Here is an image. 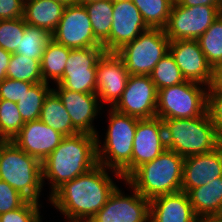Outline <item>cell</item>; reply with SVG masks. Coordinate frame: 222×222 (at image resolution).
Instances as JSON below:
<instances>
[{"label":"cell","mask_w":222,"mask_h":222,"mask_svg":"<svg viewBox=\"0 0 222 222\" xmlns=\"http://www.w3.org/2000/svg\"><path fill=\"white\" fill-rule=\"evenodd\" d=\"M119 181H125L120 173L97 164L59 187L49 197L48 204L64 218L90 221L120 186L116 184Z\"/></svg>","instance_id":"cell-1"},{"label":"cell","mask_w":222,"mask_h":222,"mask_svg":"<svg viewBox=\"0 0 222 222\" xmlns=\"http://www.w3.org/2000/svg\"><path fill=\"white\" fill-rule=\"evenodd\" d=\"M96 141L95 135L86 133L65 136L57 148L41 163L43 186H49L47 203L49 197L64 183L86 173L98 164Z\"/></svg>","instance_id":"cell-2"},{"label":"cell","mask_w":222,"mask_h":222,"mask_svg":"<svg viewBox=\"0 0 222 222\" xmlns=\"http://www.w3.org/2000/svg\"><path fill=\"white\" fill-rule=\"evenodd\" d=\"M106 109L105 138L99 132L96 135L97 161L107 169L120 173L126 180L132 174L133 141L139 118L120 113L112 107Z\"/></svg>","instance_id":"cell-3"},{"label":"cell","mask_w":222,"mask_h":222,"mask_svg":"<svg viewBox=\"0 0 222 222\" xmlns=\"http://www.w3.org/2000/svg\"><path fill=\"white\" fill-rule=\"evenodd\" d=\"M184 157L166 149L142 164L125 181L148 200L182 191Z\"/></svg>","instance_id":"cell-4"},{"label":"cell","mask_w":222,"mask_h":222,"mask_svg":"<svg viewBox=\"0 0 222 222\" xmlns=\"http://www.w3.org/2000/svg\"><path fill=\"white\" fill-rule=\"evenodd\" d=\"M162 121L167 149L184 158L209 153L220 146V135L207 111L195 118Z\"/></svg>","instance_id":"cell-5"},{"label":"cell","mask_w":222,"mask_h":222,"mask_svg":"<svg viewBox=\"0 0 222 222\" xmlns=\"http://www.w3.org/2000/svg\"><path fill=\"white\" fill-rule=\"evenodd\" d=\"M0 180L7 182L27 200L42 203L44 196L41 162L12 141L0 142Z\"/></svg>","instance_id":"cell-6"},{"label":"cell","mask_w":222,"mask_h":222,"mask_svg":"<svg viewBox=\"0 0 222 222\" xmlns=\"http://www.w3.org/2000/svg\"><path fill=\"white\" fill-rule=\"evenodd\" d=\"M207 86L194 81L158 90L156 117L186 119L202 116L207 108Z\"/></svg>","instance_id":"cell-7"},{"label":"cell","mask_w":222,"mask_h":222,"mask_svg":"<svg viewBox=\"0 0 222 222\" xmlns=\"http://www.w3.org/2000/svg\"><path fill=\"white\" fill-rule=\"evenodd\" d=\"M170 39L165 30L149 28L116 53L130 75H150L155 65L169 52Z\"/></svg>","instance_id":"cell-8"},{"label":"cell","mask_w":222,"mask_h":222,"mask_svg":"<svg viewBox=\"0 0 222 222\" xmlns=\"http://www.w3.org/2000/svg\"><path fill=\"white\" fill-rule=\"evenodd\" d=\"M220 14L217 6L188 7L174 0L168 23L164 28L166 36L170 41L197 40Z\"/></svg>","instance_id":"cell-9"},{"label":"cell","mask_w":222,"mask_h":222,"mask_svg":"<svg viewBox=\"0 0 222 222\" xmlns=\"http://www.w3.org/2000/svg\"><path fill=\"white\" fill-rule=\"evenodd\" d=\"M104 52L103 47L71 49L64 74L56 84L75 92L96 93L97 62Z\"/></svg>","instance_id":"cell-10"},{"label":"cell","mask_w":222,"mask_h":222,"mask_svg":"<svg viewBox=\"0 0 222 222\" xmlns=\"http://www.w3.org/2000/svg\"><path fill=\"white\" fill-rule=\"evenodd\" d=\"M123 184H126V190L130 189L131 195L126 194L124 188L121 189L122 186L120 188L118 186L90 222H147L149 220L150 200L140 195L126 181Z\"/></svg>","instance_id":"cell-11"},{"label":"cell","mask_w":222,"mask_h":222,"mask_svg":"<svg viewBox=\"0 0 222 222\" xmlns=\"http://www.w3.org/2000/svg\"><path fill=\"white\" fill-rule=\"evenodd\" d=\"M52 39L71 49L103 47L95 38L91 21L84 5L65 7Z\"/></svg>","instance_id":"cell-12"},{"label":"cell","mask_w":222,"mask_h":222,"mask_svg":"<svg viewBox=\"0 0 222 222\" xmlns=\"http://www.w3.org/2000/svg\"><path fill=\"white\" fill-rule=\"evenodd\" d=\"M158 91L150 75H130L121 98L112 107L139 119L156 117Z\"/></svg>","instance_id":"cell-13"},{"label":"cell","mask_w":222,"mask_h":222,"mask_svg":"<svg viewBox=\"0 0 222 222\" xmlns=\"http://www.w3.org/2000/svg\"><path fill=\"white\" fill-rule=\"evenodd\" d=\"M52 89L60 97L70 116L73 127L79 133L96 136L99 130L96 128L97 125H95L94 121L99 118L98 116L101 117L102 114H106L105 108L100 104L96 93L75 92L64 89L58 84L52 85Z\"/></svg>","instance_id":"cell-14"},{"label":"cell","mask_w":222,"mask_h":222,"mask_svg":"<svg viewBox=\"0 0 222 222\" xmlns=\"http://www.w3.org/2000/svg\"><path fill=\"white\" fill-rule=\"evenodd\" d=\"M129 76L123 60L116 52L103 53L96 69V95L103 107H113L118 102Z\"/></svg>","instance_id":"cell-15"},{"label":"cell","mask_w":222,"mask_h":222,"mask_svg":"<svg viewBox=\"0 0 222 222\" xmlns=\"http://www.w3.org/2000/svg\"><path fill=\"white\" fill-rule=\"evenodd\" d=\"M149 27L132 0L113 2V20L109 37L102 43L105 52H116Z\"/></svg>","instance_id":"cell-16"},{"label":"cell","mask_w":222,"mask_h":222,"mask_svg":"<svg viewBox=\"0 0 222 222\" xmlns=\"http://www.w3.org/2000/svg\"><path fill=\"white\" fill-rule=\"evenodd\" d=\"M166 149L163 121L158 117L139 119L133 141L132 173L142 164L153 161Z\"/></svg>","instance_id":"cell-17"},{"label":"cell","mask_w":222,"mask_h":222,"mask_svg":"<svg viewBox=\"0 0 222 222\" xmlns=\"http://www.w3.org/2000/svg\"><path fill=\"white\" fill-rule=\"evenodd\" d=\"M64 137L60 132L37 119L26 122L12 142L42 163Z\"/></svg>","instance_id":"cell-18"},{"label":"cell","mask_w":222,"mask_h":222,"mask_svg":"<svg viewBox=\"0 0 222 222\" xmlns=\"http://www.w3.org/2000/svg\"><path fill=\"white\" fill-rule=\"evenodd\" d=\"M169 52L186 80L209 85L212 67L197 40L170 41Z\"/></svg>","instance_id":"cell-19"},{"label":"cell","mask_w":222,"mask_h":222,"mask_svg":"<svg viewBox=\"0 0 222 222\" xmlns=\"http://www.w3.org/2000/svg\"><path fill=\"white\" fill-rule=\"evenodd\" d=\"M218 177H222L221 146L209 153L184 158L182 191L188 193Z\"/></svg>","instance_id":"cell-20"},{"label":"cell","mask_w":222,"mask_h":222,"mask_svg":"<svg viewBox=\"0 0 222 222\" xmlns=\"http://www.w3.org/2000/svg\"><path fill=\"white\" fill-rule=\"evenodd\" d=\"M152 222H197L188 194L179 191L161 195L150 200Z\"/></svg>","instance_id":"cell-21"},{"label":"cell","mask_w":222,"mask_h":222,"mask_svg":"<svg viewBox=\"0 0 222 222\" xmlns=\"http://www.w3.org/2000/svg\"><path fill=\"white\" fill-rule=\"evenodd\" d=\"M187 194L198 218L222 217V177L191 189Z\"/></svg>","instance_id":"cell-22"},{"label":"cell","mask_w":222,"mask_h":222,"mask_svg":"<svg viewBox=\"0 0 222 222\" xmlns=\"http://www.w3.org/2000/svg\"><path fill=\"white\" fill-rule=\"evenodd\" d=\"M65 5L55 0H24L26 24L53 33L63 15Z\"/></svg>","instance_id":"cell-23"},{"label":"cell","mask_w":222,"mask_h":222,"mask_svg":"<svg viewBox=\"0 0 222 222\" xmlns=\"http://www.w3.org/2000/svg\"><path fill=\"white\" fill-rule=\"evenodd\" d=\"M39 119L64 136H73L79 133L73 127L67 110L53 89L45 97Z\"/></svg>","instance_id":"cell-24"},{"label":"cell","mask_w":222,"mask_h":222,"mask_svg":"<svg viewBox=\"0 0 222 222\" xmlns=\"http://www.w3.org/2000/svg\"><path fill=\"white\" fill-rule=\"evenodd\" d=\"M70 51L53 39L47 43L40 62L43 82L54 85L62 78Z\"/></svg>","instance_id":"cell-25"},{"label":"cell","mask_w":222,"mask_h":222,"mask_svg":"<svg viewBox=\"0 0 222 222\" xmlns=\"http://www.w3.org/2000/svg\"><path fill=\"white\" fill-rule=\"evenodd\" d=\"M95 38L102 44L110 35L113 20V1L100 0L84 4Z\"/></svg>","instance_id":"cell-26"},{"label":"cell","mask_w":222,"mask_h":222,"mask_svg":"<svg viewBox=\"0 0 222 222\" xmlns=\"http://www.w3.org/2000/svg\"><path fill=\"white\" fill-rule=\"evenodd\" d=\"M51 39L52 35L46 29L26 24L24 35L15 53L41 62L44 49Z\"/></svg>","instance_id":"cell-27"},{"label":"cell","mask_w":222,"mask_h":222,"mask_svg":"<svg viewBox=\"0 0 222 222\" xmlns=\"http://www.w3.org/2000/svg\"><path fill=\"white\" fill-rule=\"evenodd\" d=\"M51 86L46 82L34 84L16 103L25 123L39 119L45 97L52 90Z\"/></svg>","instance_id":"cell-28"},{"label":"cell","mask_w":222,"mask_h":222,"mask_svg":"<svg viewBox=\"0 0 222 222\" xmlns=\"http://www.w3.org/2000/svg\"><path fill=\"white\" fill-rule=\"evenodd\" d=\"M149 28L164 29L174 0H132Z\"/></svg>","instance_id":"cell-29"},{"label":"cell","mask_w":222,"mask_h":222,"mask_svg":"<svg viewBox=\"0 0 222 222\" xmlns=\"http://www.w3.org/2000/svg\"><path fill=\"white\" fill-rule=\"evenodd\" d=\"M6 75L7 78L12 80H21L34 84L43 82L40 61L26 58L17 53H12Z\"/></svg>","instance_id":"cell-30"},{"label":"cell","mask_w":222,"mask_h":222,"mask_svg":"<svg viewBox=\"0 0 222 222\" xmlns=\"http://www.w3.org/2000/svg\"><path fill=\"white\" fill-rule=\"evenodd\" d=\"M197 41L211 67L222 63V13Z\"/></svg>","instance_id":"cell-31"},{"label":"cell","mask_w":222,"mask_h":222,"mask_svg":"<svg viewBox=\"0 0 222 222\" xmlns=\"http://www.w3.org/2000/svg\"><path fill=\"white\" fill-rule=\"evenodd\" d=\"M150 77L157 91L186 81L170 52L155 65Z\"/></svg>","instance_id":"cell-32"},{"label":"cell","mask_w":222,"mask_h":222,"mask_svg":"<svg viewBox=\"0 0 222 222\" xmlns=\"http://www.w3.org/2000/svg\"><path fill=\"white\" fill-rule=\"evenodd\" d=\"M24 124L17 104L0 99V139L12 141Z\"/></svg>","instance_id":"cell-33"},{"label":"cell","mask_w":222,"mask_h":222,"mask_svg":"<svg viewBox=\"0 0 222 222\" xmlns=\"http://www.w3.org/2000/svg\"><path fill=\"white\" fill-rule=\"evenodd\" d=\"M26 27L24 17L0 20V47L15 53Z\"/></svg>","instance_id":"cell-34"},{"label":"cell","mask_w":222,"mask_h":222,"mask_svg":"<svg viewBox=\"0 0 222 222\" xmlns=\"http://www.w3.org/2000/svg\"><path fill=\"white\" fill-rule=\"evenodd\" d=\"M43 204L27 200L21 207L0 214V222H43Z\"/></svg>","instance_id":"cell-35"},{"label":"cell","mask_w":222,"mask_h":222,"mask_svg":"<svg viewBox=\"0 0 222 222\" xmlns=\"http://www.w3.org/2000/svg\"><path fill=\"white\" fill-rule=\"evenodd\" d=\"M34 83L5 78L0 81V99L17 103Z\"/></svg>","instance_id":"cell-36"},{"label":"cell","mask_w":222,"mask_h":222,"mask_svg":"<svg viewBox=\"0 0 222 222\" xmlns=\"http://www.w3.org/2000/svg\"><path fill=\"white\" fill-rule=\"evenodd\" d=\"M27 199L7 182L0 180V214L21 207Z\"/></svg>","instance_id":"cell-37"},{"label":"cell","mask_w":222,"mask_h":222,"mask_svg":"<svg viewBox=\"0 0 222 222\" xmlns=\"http://www.w3.org/2000/svg\"><path fill=\"white\" fill-rule=\"evenodd\" d=\"M206 111L219 135L222 134V94L207 93Z\"/></svg>","instance_id":"cell-38"},{"label":"cell","mask_w":222,"mask_h":222,"mask_svg":"<svg viewBox=\"0 0 222 222\" xmlns=\"http://www.w3.org/2000/svg\"><path fill=\"white\" fill-rule=\"evenodd\" d=\"M24 15V0H0V20L21 18Z\"/></svg>","instance_id":"cell-39"},{"label":"cell","mask_w":222,"mask_h":222,"mask_svg":"<svg viewBox=\"0 0 222 222\" xmlns=\"http://www.w3.org/2000/svg\"><path fill=\"white\" fill-rule=\"evenodd\" d=\"M207 89V93L222 94V63L212 67L211 80Z\"/></svg>","instance_id":"cell-40"},{"label":"cell","mask_w":222,"mask_h":222,"mask_svg":"<svg viewBox=\"0 0 222 222\" xmlns=\"http://www.w3.org/2000/svg\"><path fill=\"white\" fill-rule=\"evenodd\" d=\"M11 55L12 53L7 52L0 47V81L7 78L6 71L9 66Z\"/></svg>","instance_id":"cell-41"},{"label":"cell","mask_w":222,"mask_h":222,"mask_svg":"<svg viewBox=\"0 0 222 222\" xmlns=\"http://www.w3.org/2000/svg\"><path fill=\"white\" fill-rule=\"evenodd\" d=\"M182 6H217V0H176Z\"/></svg>","instance_id":"cell-42"},{"label":"cell","mask_w":222,"mask_h":222,"mask_svg":"<svg viewBox=\"0 0 222 222\" xmlns=\"http://www.w3.org/2000/svg\"><path fill=\"white\" fill-rule=\"evenodd\" d=\"M197 222H222V217L198 218Z\"/></svg>","instance_id":"cell-43"},{"label":"cell","mask_w":222,"mask_h":222,"mask_svg":"<svg viewBox=\"0 0 222 222\" xmlns=\"http://www.w3.org/2000/svg\"><path fill=\"white\" fill-rule=\"evenodd\" d=\"M64 4L65 6L76 4V0H55Z\"/></svg>","instance_id":"cell-44"},{"label":"cell","mask_w":222,"mask_h":222,"mask_svg":"<svg viewBox=\"0 0 222 222\" xmlns=\"http://www.w3.org/2000/svg\"><path fill=\"white\" fill-rule=\"evenodd\" d=\"M64 222H90L89 220H83V219H71V218H64Z\"/></svg>","instance_id":"cell-45"},{"label":"cell","mask_w":222,"mask_h":222,"mask_svg":"<svg viewBox=\"0 0 222 222\" xmlns=\"http://www.w3.org/2000/svg\"><path fill=\"white\" fill-rule=\"evenodd\" d=\"M96 1H100V0H76V4L84 5V4L96 2Z\"/></svg>","instance_id":"cell-46"},{"label":"cell","mask_w":222,"mask_h":222,"mask_svg":"<svg viewBox=\"0 0 222 222\" xmlns=\"http://www.w3.org/2000/svg\"><path fill=\"white\" fill-rule=\"evenodd\" d=\"M217 8L222 13V0H217Z\"/></svg>","instance_id":"cell-47"},{"label":"cell","mask_w":222,"mask_h":222,"mask_svg":"<svg viewBox=\"0 0 222 222\" xmlns=\"http://www.w3.org/2000/svg\"><path fill=\"white\" fill-rule=\"evenodd\" d=\"M220 146L222 147V134L220 135Z\"/></svg>","instance_id":"cell-48"}]
</instances>
